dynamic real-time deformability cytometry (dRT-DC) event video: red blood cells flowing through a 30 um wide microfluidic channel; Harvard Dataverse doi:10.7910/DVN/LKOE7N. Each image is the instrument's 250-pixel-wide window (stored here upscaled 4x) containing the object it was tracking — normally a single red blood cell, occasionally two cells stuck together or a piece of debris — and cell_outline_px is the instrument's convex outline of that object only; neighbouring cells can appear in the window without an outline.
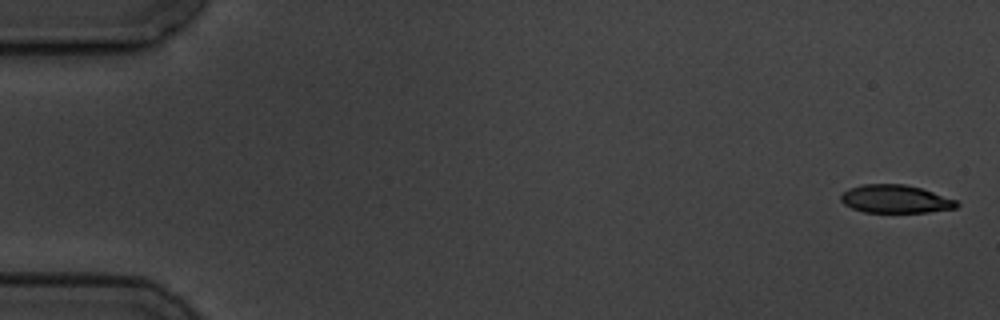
{"species": "common noctule bat (a hibernating species)", "species_latin": "Nyctalus noctula", "temperature_condition": "cold", "stored_images_in_passage": 5, "camera_frame_rate_fps": 3000, "um_per_image_px": 0.085, "animal": {"sex": "male", "body_mass_g": 19.5, "forearm_length_mm": 54.6}, "frame": {"image": 1, "passage_image": 1, "time_ms": 0.0, "image_size_px": [1000, 320], "cell_outline_px": [[960, 204], [956, 208], [928, 212], [864, 212], [852, 208], [844, 204], [840, 200], [840, 196], [848, 188], [864, 184], [904, 184], [920, 188], [956, 200]], "centroid_in_image_um": [76.09, 16.92], "position_along_channel_um": 8.9, "area_um2": 18.84}}
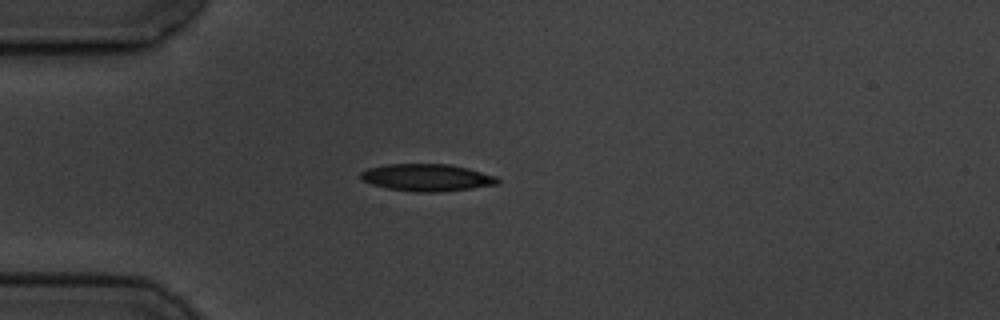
{"frame": {"image": 2, "passage_image": 5, "time_ms": 4.667, "image_size_px": [1000, 320], "cell_outline_px": [[500, 184], [472, 188], [440, 192], [416, 192], [388, 188], [372, 184], [360, 180], [360, 172], [368, 168], [388, 164], [448, 164], [468, 168], [496, 176], [500, 180]], "centroid_in_image_um": [36.29, 15.09], "position_along_channel_um": 48.7, "area_um2": 21.73}}